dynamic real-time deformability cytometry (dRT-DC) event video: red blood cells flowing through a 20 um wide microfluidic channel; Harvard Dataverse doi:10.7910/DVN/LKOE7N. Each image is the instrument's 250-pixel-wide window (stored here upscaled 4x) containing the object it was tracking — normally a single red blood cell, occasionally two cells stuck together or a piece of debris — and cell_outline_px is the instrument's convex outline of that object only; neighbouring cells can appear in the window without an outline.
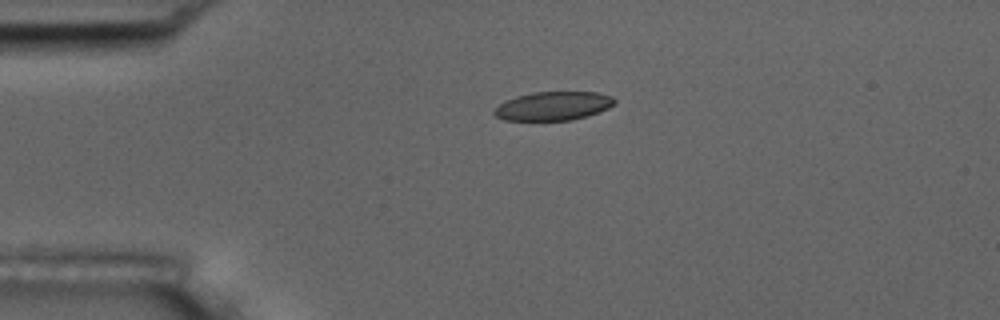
{"species": "common noctule bat (a hibernating species)", "species_latin": "Nyctalus noctula", "temperature_condition": "room temperature", "stored_images_in_passage": 2, "camera_frame_rate_fps": 3000, "um_per_image_px": 0.085, "animal": {"sex": "male", "body_mass_g": 17.5, "forearm_length_mm": 52.3}, "frame": {"image": 1, "passage_image": 1, "time_ms": 0.0, "image_size_px": [1000, 320], "cell_outline_px": [[616, 100], [608, 108], [572, 120], [504, 120], [496, 116], [492, 112], [500, 104], [516, 96], [532, 92], [596, 92], [612, 96]], "centroid_in_image_um": [47.0, 9.0], "position_along_channel_um": 38.0, "area_um2": 19.83}}